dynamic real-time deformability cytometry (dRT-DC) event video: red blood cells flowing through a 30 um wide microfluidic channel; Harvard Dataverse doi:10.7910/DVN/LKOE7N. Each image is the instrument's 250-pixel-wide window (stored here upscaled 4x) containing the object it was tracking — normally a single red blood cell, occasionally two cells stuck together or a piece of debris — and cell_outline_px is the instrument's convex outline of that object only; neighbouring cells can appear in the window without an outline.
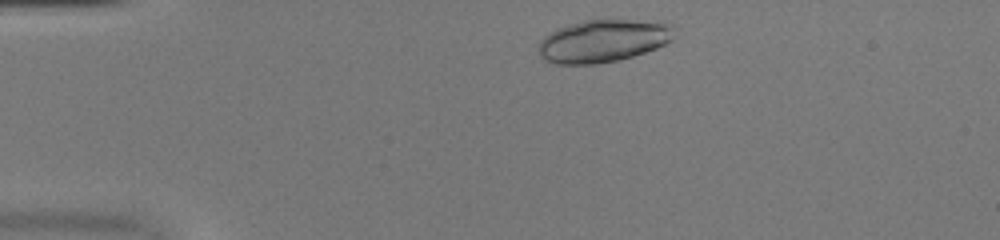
{"species": "common noctule bat (a hibernating species)", "species_latin": "Nyctalus noctula", "temperature_condition": "warm", "stored_images_in_passage": 42, "camera_frame_rate_fps": 3000, "um_per_image_px": 0.085, "animal": {"sex": "female", "body_mass_g": 20.0, "forearm_length_mm": 54.0}, "frame": {"image": 1, "passage_image": 2, "time_ms": 0.333, "image_size_px": [1000, 240], "cell_outline_px": [[676, 36], [672, 40], [656, 48], [620, 60], [596, 64], [556, 64], [544, 60], [540, 56], [540, 40], [544, 36], [556, 28], [584, 20], [664, 20], [672, 28]], "centroid_in_image_um": [51.29, 3.46], "position_along_channel_um": 33.7, "area_um2": 33.93}}